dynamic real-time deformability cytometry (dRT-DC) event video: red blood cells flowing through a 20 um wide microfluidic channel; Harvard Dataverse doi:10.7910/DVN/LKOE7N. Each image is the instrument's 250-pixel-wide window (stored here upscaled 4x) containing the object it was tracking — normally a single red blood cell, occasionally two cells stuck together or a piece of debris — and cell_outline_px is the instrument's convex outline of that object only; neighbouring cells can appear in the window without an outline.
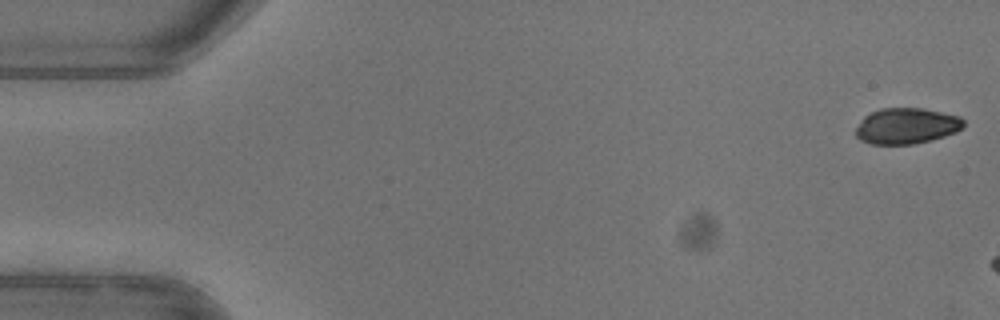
{"species": "common noctule bat (a hibernating species)", "species_latin": "Nyctalus noctula", "temperature_condition": "warm", "stored_images_in_passage": 9, "camera_frame_rate_fps": 3000, "um_per_image_px": 0.085, "animal": {"sex": "female"}, "frame": {"image": 1, "passage_image": 1, "time_ms": 0.0, "image_size_px": [1000, 320], "cell_outline_px": [[964, 124], [956, 132], [944, 136], [912, 144], [872, 144], [860, 140], [856, 136], [856, 128], [864, 116], [880, 108], [924, 108], [960, 116], [964, 120]], "centroid_in_image_um": [77.04, 10.69], "position_along_channel_um": 8.0, "area_um2": 22.43}}